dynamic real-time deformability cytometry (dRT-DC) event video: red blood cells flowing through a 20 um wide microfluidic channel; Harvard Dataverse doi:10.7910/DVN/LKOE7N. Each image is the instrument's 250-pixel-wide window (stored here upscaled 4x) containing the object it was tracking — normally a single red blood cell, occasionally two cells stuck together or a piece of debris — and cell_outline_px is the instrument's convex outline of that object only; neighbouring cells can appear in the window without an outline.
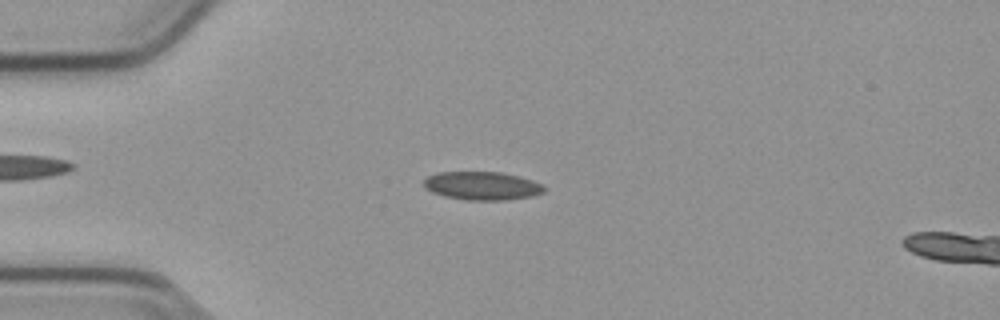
{"species": "common noctule bat (a hibernating species)", "species_latin": "Nyctalus noctula", "temperature_condition": "cold", "stored_images_in_passage": 53, "camera_frame_rate_fps": 3000, "um_per_image_px": 0.085, "animal": {"sex": "male", "body_mass_g": 23.1, "forearm_length_mm": 52.7}, "frame": {"image": 1, "passage_image": 13, "time_ms": 4.0, "image_size_px": [1000, 320], "cell_outline_px": [[548, 188], [544, 192], [532, 196], [504, 200], [468, 200], [444, 196], [432, 192], [424, 188], [424, 180], [428, 176], [436, 172], [504, 172], [520, 176], [544, 184]], "centroid_in_image_um": [41.02, 15.78], "position_along_channel_um": 44.0, "area_um2": 20.11}}
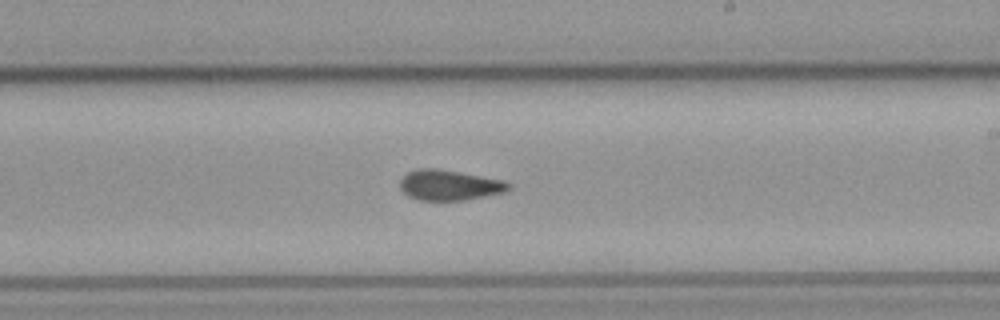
{"frame": {"image": 2, "passage_image": 31, "time_ms": 10.0, "image_size_px": [1000, 320], "cell_outline_px": [[512, 184], [504, 192], [464, 200], [416, 200], [408, 196], [400, 188], [400, 180], [408, 172], [424, 168], [436, 168], [504, 180]], "centroid_in_image_um": [38.18, 15.74], "position_along_channel_um": 250.8, "area_um2": 19.02}}
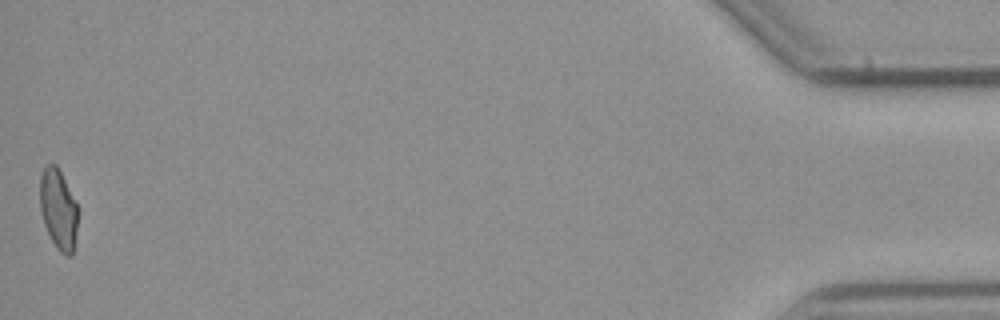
{"frame": {"image": 3, "passage_image": 53, "time_ms": 17.333, "image_size_px": [1000, 320], "cell_outline_px": [[76, 232], [72, 256], [68, 256], [60, 252], [56, 248], [44, 224], [40, 208], [40, 176], [44, 168], [48, 164], [56, 164], [76, 204]], "centroid_in_image_um": [4.93, 17.8], "position_along_channel_um": 430.3, "area_um2": 17.22}, "authors_computed_cell_mechanics": {"area_um2": 19.1896, "velocity_mm_per_s": 3.8079, "shape_relaxation_time_tau1_ms": null, "shape_relaxation_time_tau2_ms": 4.3051, "deformation_change_tau1": null, "deformation_change_tau2": 0.0807}}